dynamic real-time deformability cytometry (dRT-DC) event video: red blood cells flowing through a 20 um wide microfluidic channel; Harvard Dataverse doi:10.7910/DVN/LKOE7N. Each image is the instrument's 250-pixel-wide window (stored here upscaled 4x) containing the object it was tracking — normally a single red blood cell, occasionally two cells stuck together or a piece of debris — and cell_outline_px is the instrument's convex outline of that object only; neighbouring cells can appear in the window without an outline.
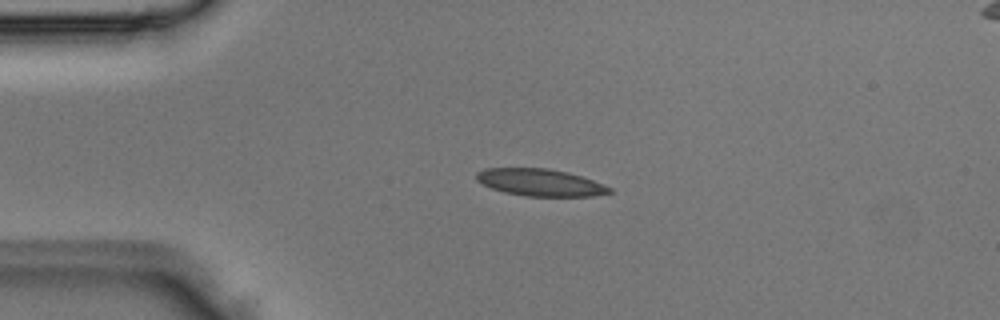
{"species": "Egyptian fruit bat (a non-hibernating species)", "species_latin": "Rousettus aegyptiacus", "temperature_condition": "room temperature", "stored_images_in_passage": 3, "camera_frame_rate_fps": 3000, "um_per_image_px": 0.085, "animal": {"sex": "male"}, "frame": {"image": 1, "passage_image": 2, "time_ms": 0.333, "image_size_px": [1000, 320], "cell_outline_px": [[612, 192], [592, 196], [524, 196], [504, 192], [492, 188], [476, 180], [476, 172], [484, 168], [548, 168], [568, 172], [592, 180], [612, 188]], "centroid_in_image_um": [45.89, 15.5], "position_along_channel_um": 39.1, "area_um2": 20.92}}
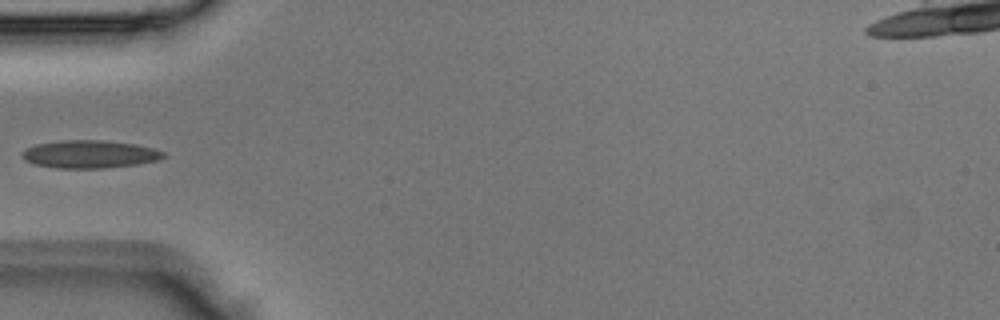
{"frame": {"image": 2, "passage_image": 3, "time_ms": 0.667, "image_size_px": [1000, 320], "cell_outline_px": [[164, 156], [160, 160], [136, 164], [104, 168], [56, 168], [36, 164], [24, 160], [20, 156], [28, 148], [36, 144], [56, 140], [104, 140], [136, 144], [152, 148], [164, 152]], "centroid_in_image_um": [7.62, 13.1], "position_along_channel_um": 77.4, "area_um2": 22.89}}